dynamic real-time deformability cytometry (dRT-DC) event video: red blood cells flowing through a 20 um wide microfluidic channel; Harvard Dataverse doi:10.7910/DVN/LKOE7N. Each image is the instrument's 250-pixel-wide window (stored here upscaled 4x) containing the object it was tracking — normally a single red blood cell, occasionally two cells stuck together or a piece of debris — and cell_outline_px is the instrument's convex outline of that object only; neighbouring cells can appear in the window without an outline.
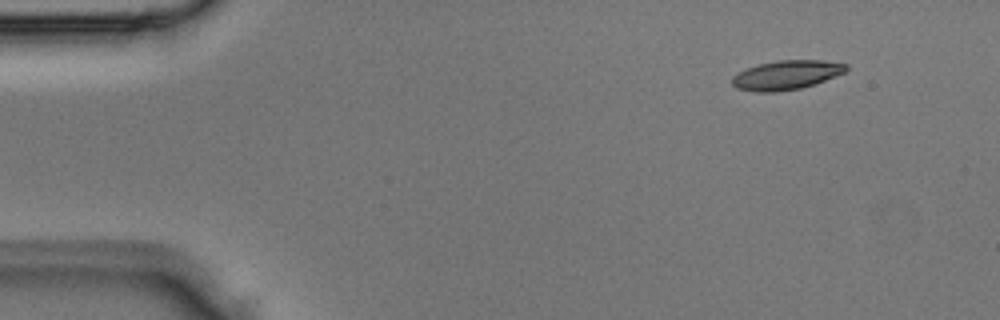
{"species": "Egyptian fruit bat (a non-hibernating species)", "species_latin": "Rousettus aegyptiacus", "temperature_condition": "room temperature", "stored_images_in_passage": 3, "camera_frame_rate_fps": 3000, "um_per_image_px": 0.085, "animal": {"sex": "male"}, "frame": {"image": 1, "passage_image": 1, "time_ms": 0.0, "image_size_px": [1000, 320], "cell_outline_px": [[848, 68], [844, 72], [816, 84], [800, 88], [776, 92], [756, 92], [736, 88], [732, 84], [732, 76], [748, 68], [760, 64], [776, 60], [824, 60], [848, 64]], "centroid_in_image_um": [66.86, 6.38], "position_along_channel_um": 18.1, "area_um2": 19.36}}
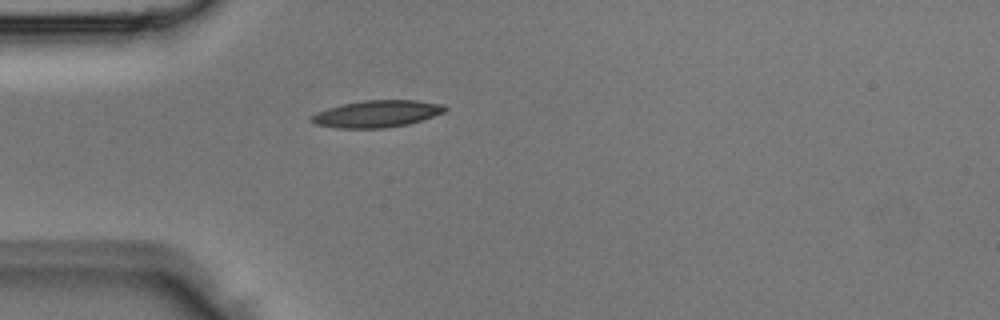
{"frame": {"image": 2, "passage_image": 3, "time_ms": 0.667, "image_size_px": [1000, 320], "cell_outline_px": [[448, 108], [444, 112], [408, 124], [384, 128], [336, 128], [316, 124], [308, 120], [308, 116], [316, 112], [328, 108], [344, 104], [364, 100], [416, 100], [440, 104]], "centroid_in_image_um": [31.97, 9.68], "position_along_channel_um": 53.0, "area_um2": 20.87}}